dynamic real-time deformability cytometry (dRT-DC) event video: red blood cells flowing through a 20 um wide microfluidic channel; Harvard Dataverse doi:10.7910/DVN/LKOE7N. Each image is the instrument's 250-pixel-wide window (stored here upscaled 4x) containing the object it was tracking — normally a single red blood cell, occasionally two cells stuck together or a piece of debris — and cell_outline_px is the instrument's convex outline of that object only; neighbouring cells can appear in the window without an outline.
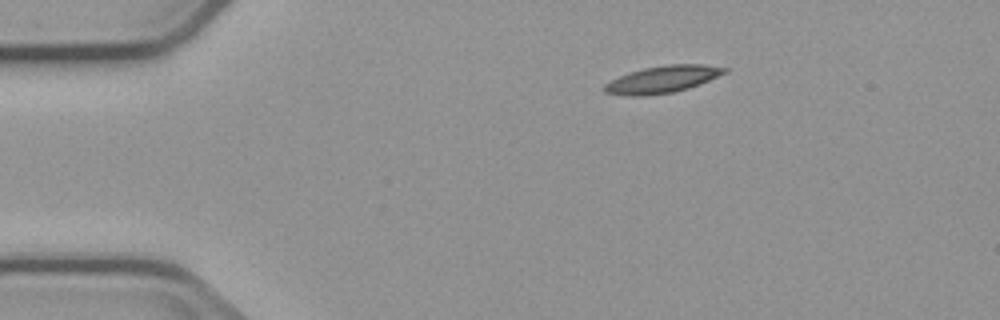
{"species": "common noctule bat (a hibernating species)", "species_latin": "Nyctalus noctula", "temperature_condition": "cold", "stored_images_in_passage": 3, "camera_frame_rate_fps": 3000, "um_per_image_px": 0.085, "animal": {"sex": "male", "body_mass_g": 23.1, "forearm_length_mm": 52.7}, "frame": {"image": 1, "passage_image": 3, "time_ms": 3.0, "image_size_px": [1000, 320], "cell_outline_px": [[728, 72], [700, 84], [688, 88], [672, 92], [644, 96], [632, 96], [604, 92], [600, 88], [604, 84], [628, 72], [644, 68], [668, 64], [704, 64], [728, 68]], "centroid_in_image_um": [56.31, 6.74], "position_along_channel_um": 28.7, "area_um2": 18.96}}